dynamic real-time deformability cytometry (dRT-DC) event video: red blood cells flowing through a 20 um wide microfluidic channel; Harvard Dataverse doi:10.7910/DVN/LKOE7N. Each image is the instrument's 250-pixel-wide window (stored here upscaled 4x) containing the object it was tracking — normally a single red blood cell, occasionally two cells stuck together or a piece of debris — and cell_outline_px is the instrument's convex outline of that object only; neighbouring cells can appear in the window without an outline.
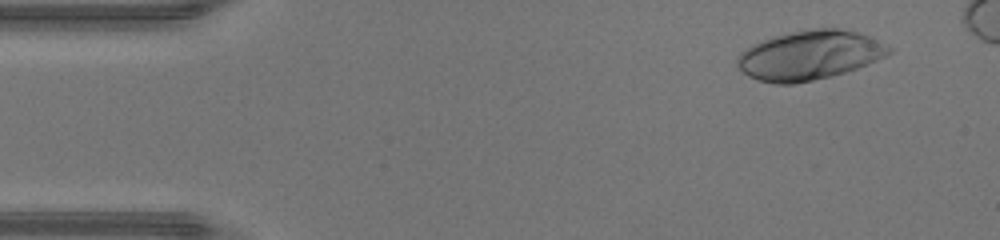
{"species": "human", "species_latin": "Homo sapiens", "temperature_condition": "warm", "stored_images_in_passage": 43, "camera_frame_rate_fps": 3000, "um_per_image_px": 0.085, "donor": {"sex": "male"}, "frame": {"image": 1, "passage_image": 4, "time_ms": 1.0, "image_size_px": [1000, 240], "cell_outline_px": [[892, 52], [876, 60], [856, 68], [832, 76], [796, 84], [776, 84], [760, 80], [748, 76], [736, 64], [736, 60], [740, 52], [752, 44], [776, 36], [808, 28], [840, 28], [860, 32], [892, 48]], "centroid_in_image_um": [68.79, 4.69], "position_along_channel_um": 16.2, "area_um2": 43.29}}
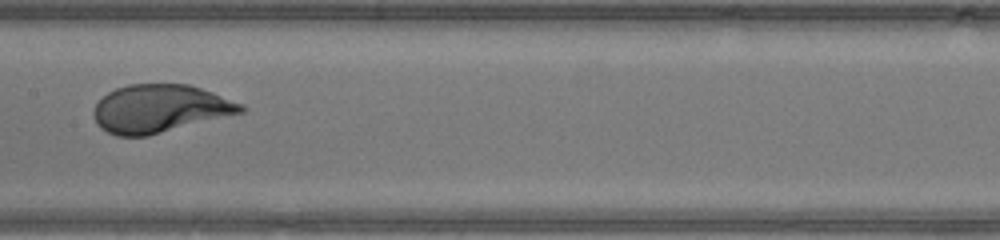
{"frame": {"image": 2, "passage_image": 23, "time_ms": 7.333, "image_size_px": [1000, 240], "cell_outline_px": [[248, 108], [244, 112], [148, 136], [116, 136], [100, 128], [96, 124], [92, 112], [96, 104], [108, 92], [116, 88], [128, 84], [188, 84], [212, 92], [244, 104]], "centroid_in_image_um": [13.59, 9.24], "position_along_channel_um": 193.8, "area_um2": 41.27}}
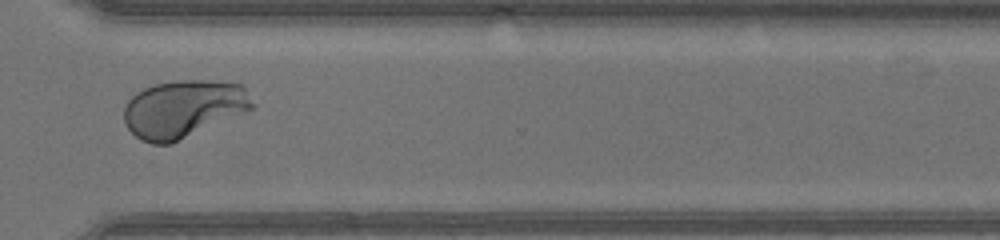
{"frame": {"image": 3, "passage_image": 34, "time_ms": 11.0, "image_size_px": [1000, 240], "cell_outline_px": [[256, 108], [172, 144], [152, 144], [140, 140], [124, 124], [124, 108], [128, 100], [136, 92], [144, 88], [156, 84], [176, 80], [208, 80], [244, 84]], "centroid_in_image_um": [15.61, 9.25], "position_along_channel_um": 355.0, "area_um2": 43.64}}